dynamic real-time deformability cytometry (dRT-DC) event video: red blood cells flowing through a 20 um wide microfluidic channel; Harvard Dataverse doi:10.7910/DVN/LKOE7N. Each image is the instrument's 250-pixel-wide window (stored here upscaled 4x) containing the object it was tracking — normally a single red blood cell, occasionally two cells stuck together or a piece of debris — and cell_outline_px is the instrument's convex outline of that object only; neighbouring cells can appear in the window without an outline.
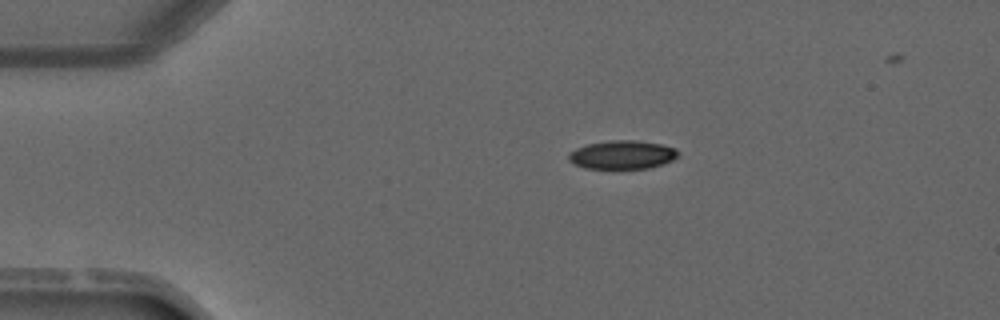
{"species": "common noctule bat (a hibernating species)", "species_latin": "Nyctalus noctula", "temperature_condition": "warm", "stored_images_in_passage": 4, "segment_of_instrument_passage": [1, 2], "camera_frame_rate_fps": 3000, "um_per_image_px": 0.085, "animal": {"sex": "male", "forearm_length_mm": 52.5}, "frame": {"image": 1, "passage_image": 2, "time_ms": 1.333, "image_size_px": [1000, 320], "cell_outline_px": [[680, 152], [672, 160], [664, 164], [648, 168], [584, 168], [572, 164], [568, 160], [568, 152], [576, 148], [588, 144], [612, 140], [636, 140], [660, 144], [676, 148]], "centroid_in_image_um": [52.87, 13.15], "position_along_channel_um": 32.1, "area_um2": 18.26}}